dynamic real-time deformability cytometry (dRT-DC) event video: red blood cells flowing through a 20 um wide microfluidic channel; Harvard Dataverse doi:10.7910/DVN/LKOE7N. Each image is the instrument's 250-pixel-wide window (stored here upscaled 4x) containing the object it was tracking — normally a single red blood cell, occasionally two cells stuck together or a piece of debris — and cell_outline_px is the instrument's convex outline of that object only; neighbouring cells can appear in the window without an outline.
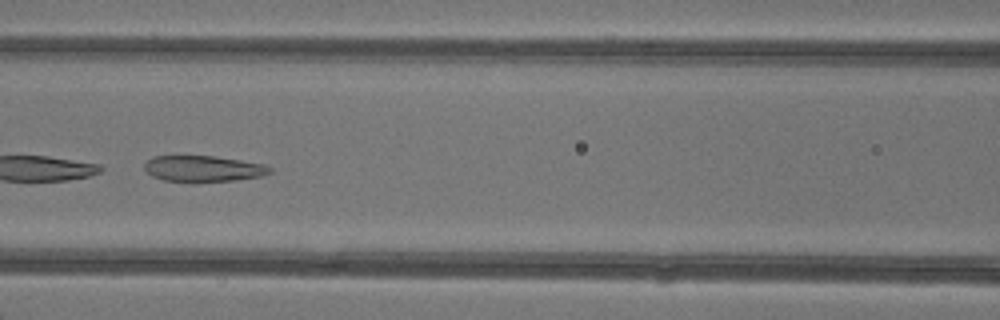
{"species": "common noctule bat (a hibernating species)", "species_latin": "Nyctalus noctula", "temperature_condition": "warm", "stored_images_in_passage": 5, "camera_frame_rate_fps": 3000, "um_per_image_px": 0.085, "animal": {"sex": "female"}, "frame": {"image": 1, "passage_image": 5, "time_ms": 5.667, "image_size_px": [1000, 320], "cell_outline_px": [[272, 172], [260, 176], [236, 180], [196, 184], [192, 184], [164, 180], [152, 176], [144, 168], [144, 164], [152, 156], [212, 156], [240, 160], [264, 164], [272, 168]], "centroid_in_image_um": [17.26, 14.37], "position_along_channel_um": 149.3, "area_um2": 19.54}}